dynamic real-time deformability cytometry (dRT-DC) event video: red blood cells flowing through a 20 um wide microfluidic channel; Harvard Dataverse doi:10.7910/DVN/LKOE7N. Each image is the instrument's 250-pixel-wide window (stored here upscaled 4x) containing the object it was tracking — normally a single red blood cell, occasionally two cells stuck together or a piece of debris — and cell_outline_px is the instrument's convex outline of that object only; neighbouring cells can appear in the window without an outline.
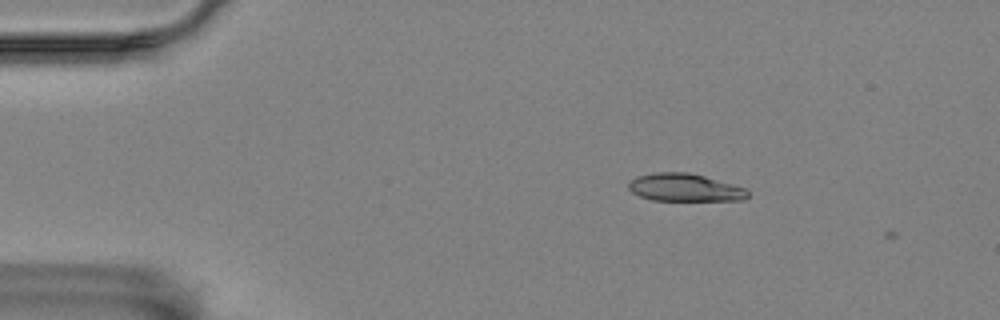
{"species": "Egyptian fruit bat (a non-hibernating species)", "species_latin": "Rousettus aegyptiacus", "temperature_condition": "room temperature", "stored_images_in_passage": 4, "camera_frame_rate_fps": 3000, "um_per_image_px": 0.085, "animal": {"sex": "female"}, "frame": {"image": 1, "passage_image": 2, "time_ms": 1.333, "image_size_px": [1000, 320], "cell_outline_px": [[748, 196], [744, 200], [652, 200], [640, 196], [632, 192], [628, 188], [628, 184], [636, 176], [656, 172], [688, 172], [704, 176], [748, 188]], "centroid_in_image_um": [58.22, 15.94], "position_along_channel_um": 26.8, "area_um2": 19.25}}